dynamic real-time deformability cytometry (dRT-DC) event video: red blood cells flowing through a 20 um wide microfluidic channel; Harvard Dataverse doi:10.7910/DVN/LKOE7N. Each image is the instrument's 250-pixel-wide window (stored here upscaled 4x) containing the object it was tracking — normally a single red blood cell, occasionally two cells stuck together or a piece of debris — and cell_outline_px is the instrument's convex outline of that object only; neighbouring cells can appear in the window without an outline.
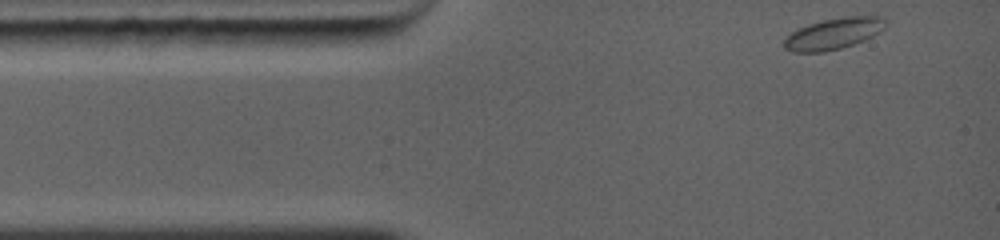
{"species": "common noctule bat (a hibernating species)", "species_latin": "Nyctalus noctula", "temperature_condition": "warm", "stored_images_in_passage": 35, "camera_frame_rate_fps": 5000, "um_per_image_px": 0.085, "animal": {"sex": "female", "body_mass_g": 19.0, "forearm_length_mm": 56.7}, "frame": {"image": 1, "passage_image": 1, "time_ms": 0.0, "image_size_px": [1000, 240], "cell_outline_px": [[884, 28], [880, 32], [864, 40], [840, 48], [824, 52], [792, 52], [784, 48], [784, 36], [808, 24], [824, 20], [844, 16], [884, 16]], "centroid_in_image_um": [70.83, 2.86], "position_along_channel_um": 14.2, "area_um2": 18.38}}
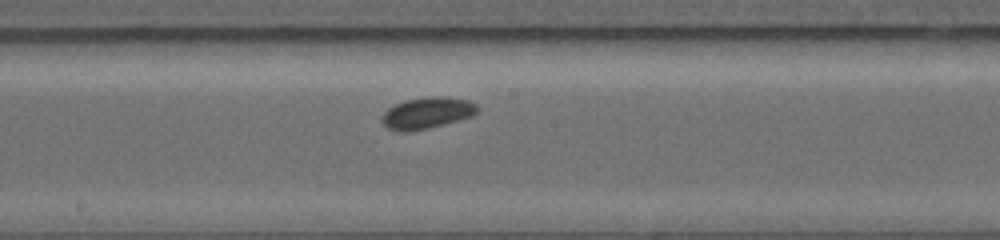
{"frame": {"image": 2, "passage_image": 20, "time_ms": 5.8, "image_size_px": [1000, 240], "cell_outline_px": [[480, 108], [472, 116], [444, 124], [428, 128], [408, 132], [396, 132], [388, 128], [380, 120], [380, 116], [388, 108], [404, 100], [428, 96], [448, 96], [468, 100], [476, 104]], "centroid_in_image_um": [36.28, 9.59], "position_along_channel_um": 211.9, "area_um2": 17.74}}
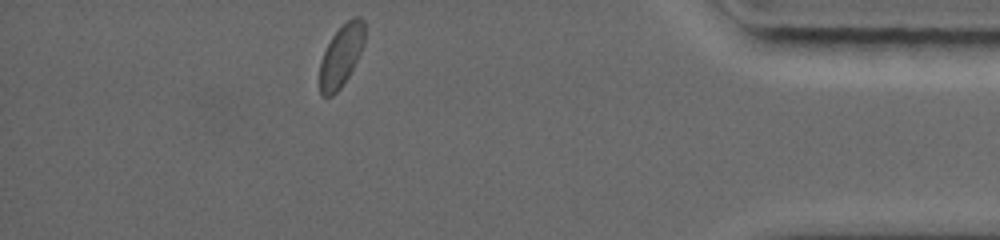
{"frame": {"image": 3, "passage_image": 35, "time_ms": 11.4, "image_size_px": [1000, 240], "cell_outline_px": [[364, 44], [348, 76], [340, 88], [332, 96], [324, 96], [320, 92], [320, 60], [332, 36], [352, 16], [360, 16], [364, 20]], "centroid_in_image_um": [29.0, 4.71], "position_along_channel_um": 406.2, "area_um2": 15.9}}